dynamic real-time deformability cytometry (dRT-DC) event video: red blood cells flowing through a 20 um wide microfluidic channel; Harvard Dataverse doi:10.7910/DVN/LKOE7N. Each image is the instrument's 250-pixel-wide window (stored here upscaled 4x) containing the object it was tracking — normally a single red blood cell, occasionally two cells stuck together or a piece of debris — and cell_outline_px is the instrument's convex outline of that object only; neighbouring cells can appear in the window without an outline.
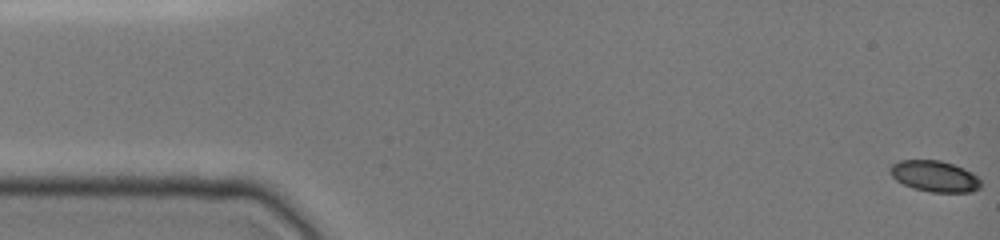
{"species": "common noctule bat (a hibernating species)", "species_latin": "Nyctalus noctula", "temperature_condition": "cold", "stored_images_in_passage": 13, "camera_frame_rate_fps": 3000, "um_per_image_px": 0.085, "animal": {"sex": "female", "body_mass_g": 19.0, "forearm_length_mm": 51.5}, "frame": {"image": 1, "passage_image": 1, "time_ms": 0.0, "image_size_px": [1000, 240], "cell_outline_px": [[980, 188], [972, 192], [932, 192], [912, 188], [896, 180], [892, 176], [892, 164], [900, 160], [940, 160], [964, 168], [972, 172], [980, 180]], "centroid_in_image_um": [79.47, 14.98], "position_along_channel_um": 5.5, "area_um2": 16.3}}
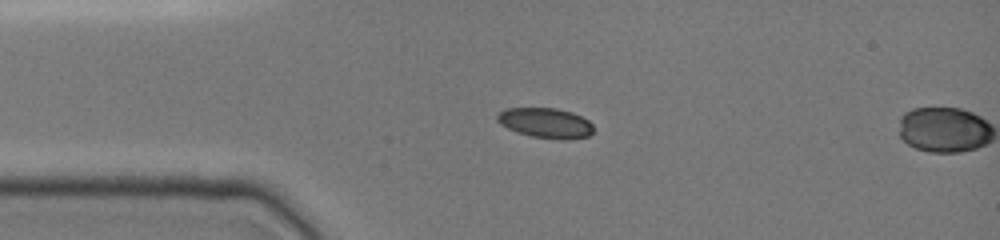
{"frame": {"image": 2, "passage_image": 12, "time_ms": 3.667, "image_size_px": [1000, 240], "cell_outline_px": [[592, 132], [588, 136], [564, 140], [560, 140], [532, 136], [516, 132], [500, 124], [496, 120], [496, 112], [504, 108], [556, 108], [572, 112], [588, 120], [592, 124]], "centroid_in_image_um": [46.33, 10.44], "position_along_channel_um": 38.7, "area_um2": 16.99}}